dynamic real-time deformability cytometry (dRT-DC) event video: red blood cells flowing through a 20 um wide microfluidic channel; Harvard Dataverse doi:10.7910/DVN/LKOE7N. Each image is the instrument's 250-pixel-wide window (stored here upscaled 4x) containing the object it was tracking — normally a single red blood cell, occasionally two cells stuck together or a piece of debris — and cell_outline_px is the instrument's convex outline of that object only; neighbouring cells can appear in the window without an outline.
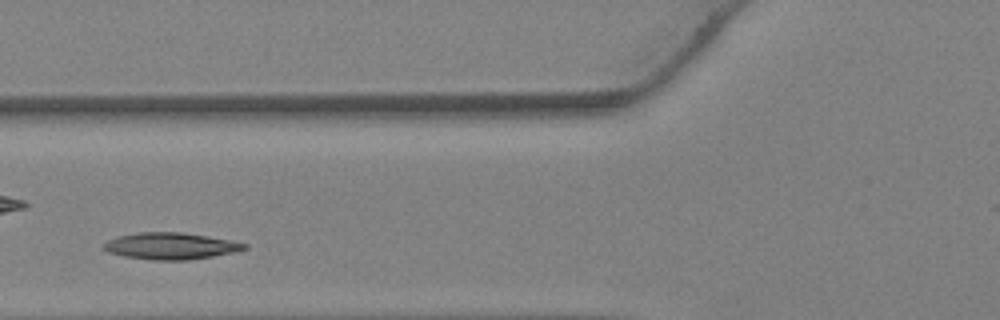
{"species": "Egyptian fruit bat (a non-hibernating species)", "species_latin": "Rousettus aegyptiacus", "temperature_condition": "warm", "stored_images_in_passage": 36, "camera_frame_rate_fps": 3000, "um_per_image_px": 0.085, "animal": {"sex": "female"}, "frame": {"image": 1, "passage_image": 16, "time_ms": 5.0, "image_size_px": [1000, 320], "cell_outline_px": [[248, 248], [232, 252], [212, 256], [188, 260], [152, 260], [124, 256], [108, 252], [104, 248], [104, 244], [108, 240], [120, 236], [136, 232], [180, 232], [232, 240], [248, 244]], "centroid_in_image_um": [14.51, 20.91], "position_along_channel_um": 111.3, "area_um2": 21.68}}
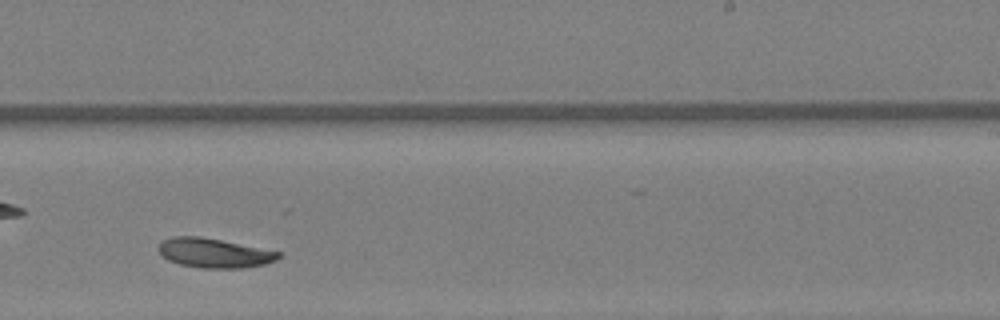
{"frame": {"image": 2, "passage_image": 25, "time_ms": 8.0, "image_size_px": [1000, 320], "cell_outline_px": [[280, 256], [276, 260], [264, 264], [240, 268], [204, 268], [180, 264], [168, 260], [156, 248], [164, 240], [172, 236], [200, 236], [280, 252]], "centroid_in_image_um": [18.17, 21.5], "position_along_channel_um": 270.8, "area_um2": 20.23}}
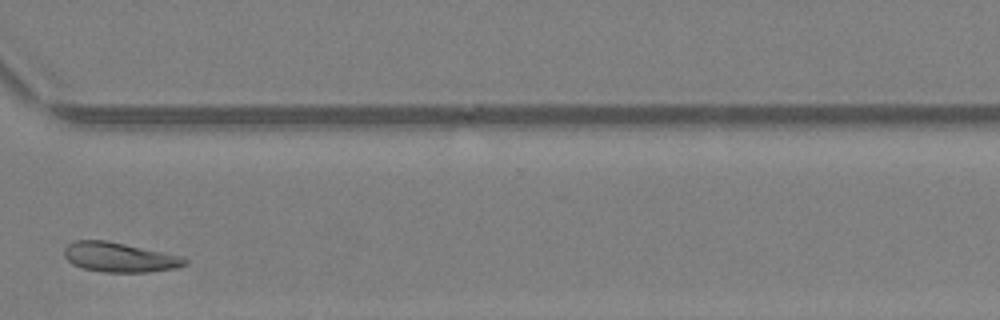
{"frame": {"image": 3, "passage_image": 30, "time_ms": 9.667, "image_size_px": [1000, 320], "cell_outline_px": [[188, 264], [176, 268], [148, 272], [104, 272], [84, 268], [72, 264], [64, 256], [64, 248], [72, 240], [104, 240], [184, 256], [188, 260]], "centroid_in_image_um": [10.17, 21.86], "position_along_channel_um": 360.4, "area_um2": 20.87}}